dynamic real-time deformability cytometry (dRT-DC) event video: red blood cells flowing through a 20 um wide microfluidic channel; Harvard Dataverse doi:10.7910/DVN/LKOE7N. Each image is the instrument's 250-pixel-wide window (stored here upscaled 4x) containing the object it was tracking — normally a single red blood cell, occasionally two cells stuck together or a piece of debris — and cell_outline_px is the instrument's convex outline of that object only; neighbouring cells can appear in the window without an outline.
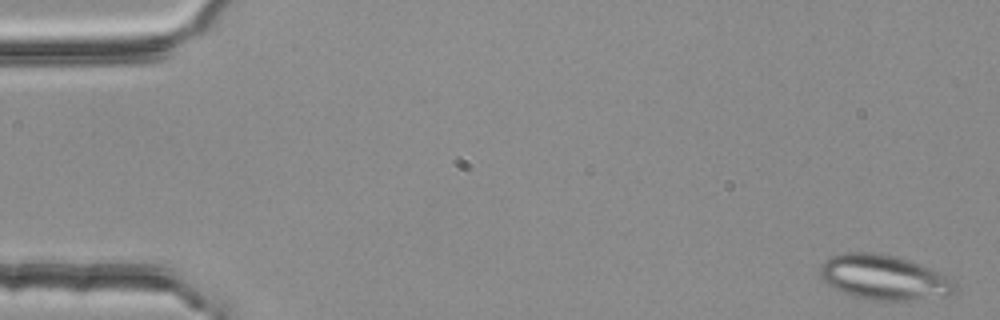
{"species": "common noctule bat (a hibernating species)", "species_latin": "Nyctalus noctula", "temperature_condition": "room temperature", "stored_images_in_passage": 5, "camera_frame_rate_fps": 3000, "um_per_image_px": 0.085, "animal": {"sex": "female", "body_mass_g": 25.1}, "frame": {"image": 1, "passage_image": 1, "time_ms": 0.0, "image_size_px": [1000, 320], "cell_outline_px": [[960, 288], [956, 292], [944, 296], [908, 300], [868, 300], [852, 296], [828, 284], [820, 276], [820, 264], [824, 260], [832, 256], [844, 252], [880, 252], [908, 260], [928, 268], [952, 280]], "centroid_in_image_um": [75.11, 23.57], "position_along_channel_um": 9.9, "area_um2": 35.08}}